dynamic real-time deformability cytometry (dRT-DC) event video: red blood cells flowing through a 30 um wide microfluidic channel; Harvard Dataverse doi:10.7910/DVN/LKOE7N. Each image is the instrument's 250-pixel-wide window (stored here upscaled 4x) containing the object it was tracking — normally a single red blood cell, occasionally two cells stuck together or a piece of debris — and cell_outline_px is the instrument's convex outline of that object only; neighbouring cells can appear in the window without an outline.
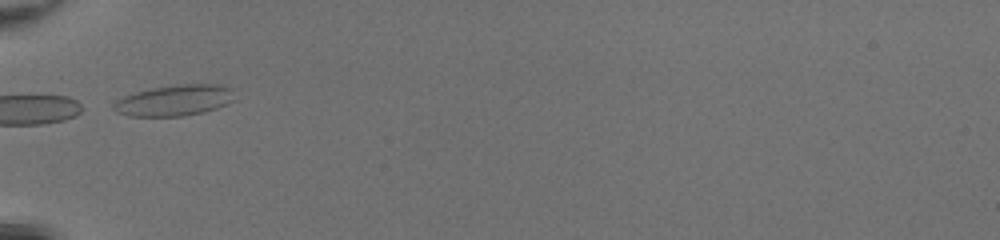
{"species": "common noctule bat (a hibernating species)", "species_latin": "Nyctalus noctula", "temperature_condition": "room temperature", "stored_images_in_passage": 31, "camera_frame_rate_fps": 3000, "um_per_image_px": 0.085, "animal": {"sex": "female", "body_mass_g": 20.0, "forearm_length_mm": 54.0}, "frame": {"image": 1, "passage_image": 1, "time_ms": 0.0, "image_size_px": [1000, 240], "cell_outline_px": [[236, 100], [216, 108], [204, 112], [184, 116], [128, 116], [116, 112], [112, 108], [112, 104], [116, 100], [124, 96], [136, 92], [152, 88], [176, 84], [220, 84], [232, 88]], "centroid_in_image_um": [14.85, 8.53], "position_along_channel_um": 70.2, "area_um2": 22.08}}
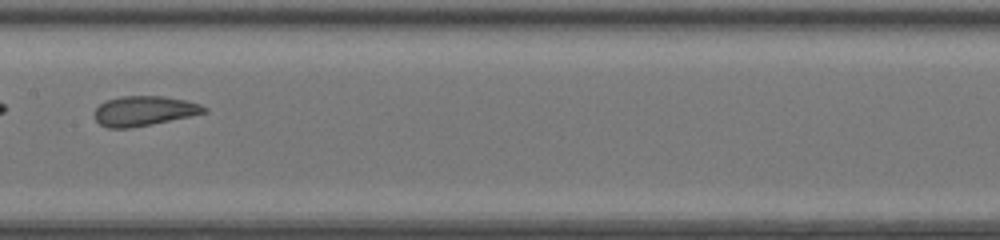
{"frame": {"image": 2, "passage_image": 10, "time_ms": 3.0, "image_size_px": [1000, 240], "cell_outline_px": [[208, 112], [128, 128], [108, 128], [100, 124], [96, 120], [96, 108], [100, 104], [108, 100], [120, 96], [164, 96], [184, 100], [200, 104], [208, 108]], "centroid_in_image_um": [12.25, 9.41], "position_along_channel_um": 195.2, "area_um2": 18.61}, "authors_computed_cell_mechanics": {"area_um2": 19.5364, "velocity_mm_per_s": 4.2627, "shape_relaxation_time_tau1_ms": 4.3338, "shape_relaxation_time_tau2_ms": 0.8516, "deformation_change_tau1": 0.1056, "deformation_change_tau2": 0.0606}}